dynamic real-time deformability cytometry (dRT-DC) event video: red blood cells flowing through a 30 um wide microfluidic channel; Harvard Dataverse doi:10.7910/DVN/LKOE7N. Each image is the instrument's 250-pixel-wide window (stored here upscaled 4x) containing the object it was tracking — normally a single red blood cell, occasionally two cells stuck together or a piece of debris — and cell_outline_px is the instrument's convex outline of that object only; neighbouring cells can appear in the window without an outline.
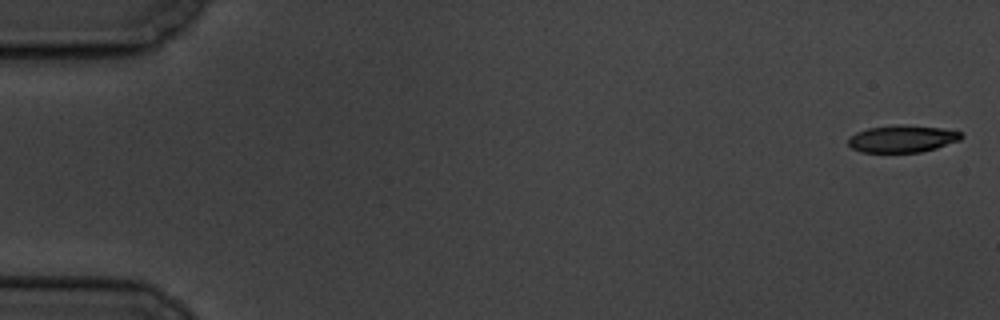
{"species": "common noctule bat (a hibernating species)", "species_latin": "Nyctalus noctula", "temperature_condition": "cold", "stored_images_in_passage": 6, "camera_frame_rate_fps": 3000, "um_per_image_px": 0.085, "animal": {"sex": "male", "body_mass_g": 19.5, "forearm_length_mm": 54.6}, "frame": {"image": 1, "passage_image": 1, "time_ms": 0.0, "image_size_px": [1000, 320], "cell_outline_px": [[964, 136], [960, 140], [936, 148], [920, 152], [860, 152], [852, 148], [848, 144], [848, 136], [856, 132], [868, 128], [900, 124], [904, 124], [940, 128], [960, 132]], "centroid_in_image_um": [76.66, 11.79], "position_along_channel_um": 8.3, "area_um2": 17.92}}
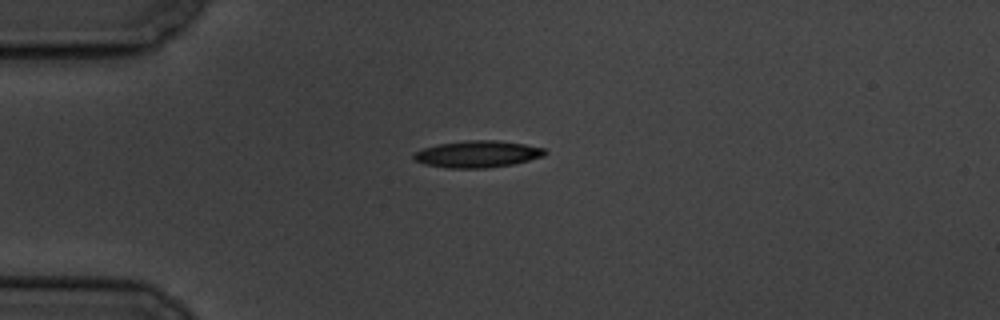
{"frame": {"image": 2, "passage_image": 4, "time_ms": 4.667, "image_size_px": [1000, 320], "cell_outline_px": [[548, 152], [544, 156], [512, 164], [484, 168], [448, 168], [424, 164], [416, 160], [412, 156], [416, 152], [424, 148], [440, 144], [468, 140], [496, 140], [524, 144], [544, 148]], "centroid_in_image_um": [40.61, 13.1], "position_along_channel_um": 44.4, "area_um2": 20.23}}
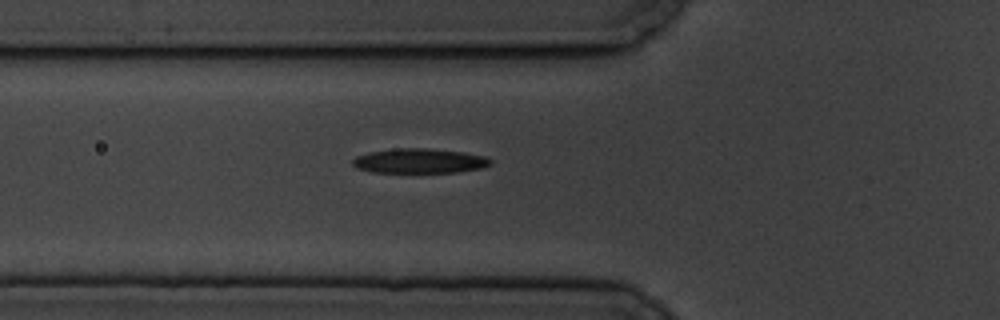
{"frame": {"image": 3, "passage_image": 6, "time_ms": 6.667, "image_size_px": [1000, 320], "cell_outline_px": [[492, 164], [484, 168], [456, 172], [372, 172], [356, 168], [352, 164], [352, 160], [356, 156], [368, 152], [396, 148], [428, 148], [464, 152], [484, 156], [492, 160]], "centroid_in_image_um": [35.66, 13.67], "position_along_channel_um": 90.1, "area_um2": 19.94}}